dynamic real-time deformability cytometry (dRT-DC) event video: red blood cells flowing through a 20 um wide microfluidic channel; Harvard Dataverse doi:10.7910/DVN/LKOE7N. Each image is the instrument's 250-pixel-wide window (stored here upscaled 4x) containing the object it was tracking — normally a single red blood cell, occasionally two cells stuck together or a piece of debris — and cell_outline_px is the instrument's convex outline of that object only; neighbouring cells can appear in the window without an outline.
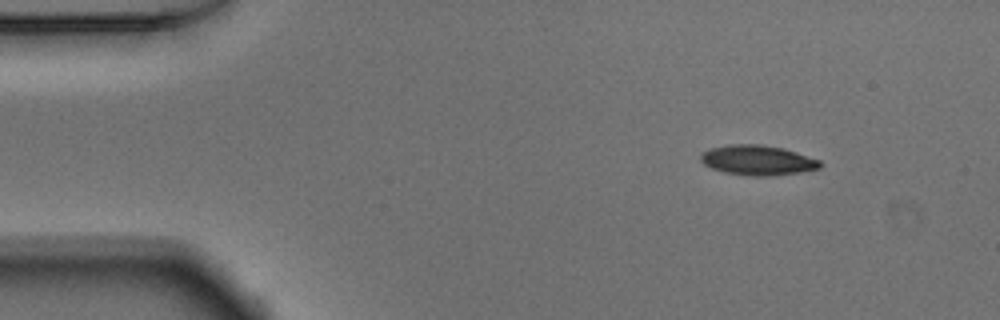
{"species": "Egyptian fruit bat (a non-hibernating species)", "species_latin": "Rousettus aegyptiacus", "temperature_condition": "warm", "stored_images_in_passage": 46, "camera_frame_rate_fps": 3000, "um_per_image_px": 0.085, "animal": {"sex": "male"}, "frame": {"image": 1, "passage_image": 1, "time_ms": 0.0, "image_size_px": [1000, 320], "cell_outline_px": [[824, 164], [820, 168], [800, 172], [768, 176], [752, 176], [724, 172], [712, 168], [704, 164], [700, 160], [700, 156], [704, 152], [712, 148], [728, 144], [760, 144], [784, 148], [820, 160]], "centroid_in_image_um": [64.42, 13.61], "position_along_channel_um": 20.6, "area_um2": 20.81}}
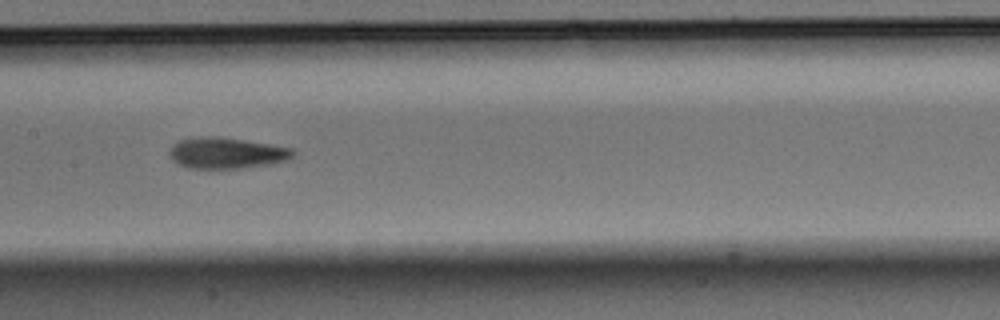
{"frame": {"image": 2, "passage_image": 20, "time_ms": 6.333, "image_size_px": [1000, 320], "cell_outline_px": [[296, 152], [288, 160], [272, 164], [240, 168], [188, 168], [176, 164], [168, 156], [168, 152], [172, 144], [180, 140], [204, 136], [216, 136], [244, 140], [292, 148]], "centroid_in_image_um": [19.22, 13.01], "position_along_channel_um": 188.2, "area_um2": 22.48}}
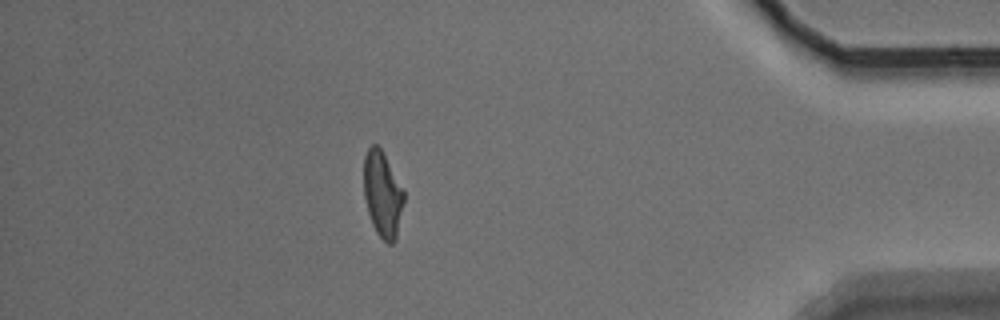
{"frame": {"image": 3, "passage_image": 40, "time_ms": 13.0, "image_size_px": [1000, 320], "cell_outline_px": [[404, 200], [396, 240], [392, 244], [388, 244], [376, 232], [372, 224], [368, 212], [364, 196], [364, 156], [368, 148], [372, 144], [376, 144], [380, 148], [404, 188]], "centroid_in_image_um": [32.52, 16.51], "position_along_channel_um": 402.7, "area_um2": 20.06}, "authors_computed_cell_mechanics": {"area_um2": 21.1837, "velocity_mm_per_s": 3.8819, "shape_relaxation_time_tau1_ms": 3.8289, "shape_relaxation_time_tau2_ms": 3.3683, "deformation_change_tau1": 0.1668, "deformation_change_tau2": 0.1111}}